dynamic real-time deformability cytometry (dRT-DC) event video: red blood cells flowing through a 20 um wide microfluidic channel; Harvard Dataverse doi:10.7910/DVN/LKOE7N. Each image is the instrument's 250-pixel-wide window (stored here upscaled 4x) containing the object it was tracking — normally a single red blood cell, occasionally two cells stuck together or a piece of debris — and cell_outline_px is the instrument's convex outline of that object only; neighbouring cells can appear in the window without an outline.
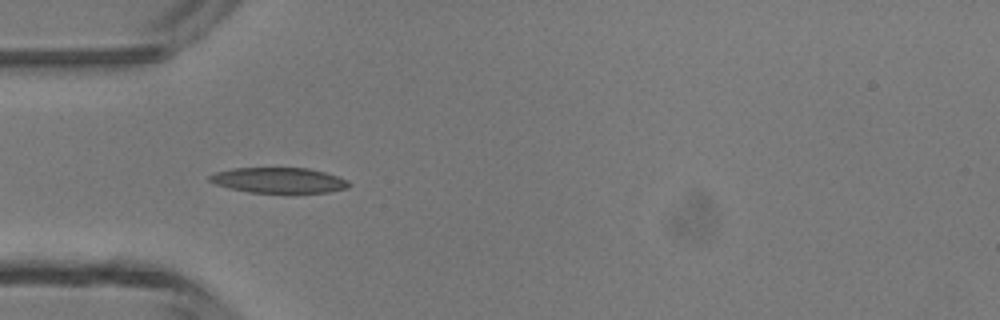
{"species": "common noctule bat (a hibernating species)", "species_latin": "Nyctalus noctula", "temperature_condition": "room temperature", "stored_images_in_passage": 46, "camera_frame_rate_fps": 3000, "um_per_image_px": 0.085, "animal": {"sex": "male", "body_mass_g": 13.3}, "frame": {"image": 1, "passage_image": 14, "time_ms": 4.333, "image_size_px": [1000, 320], "cell_outline_px": [[348, 188], [328, 192], [248, 192], [228, 188], [216, 184], [208, 180], [208, 176], [216, 172], [232, 168], [308, 168], [324, 172], [348, 180]], "centroid_in_image_um": [23.65, 15.32], "position_along_channel_um": 61.3, "area_um2": 20.4}}
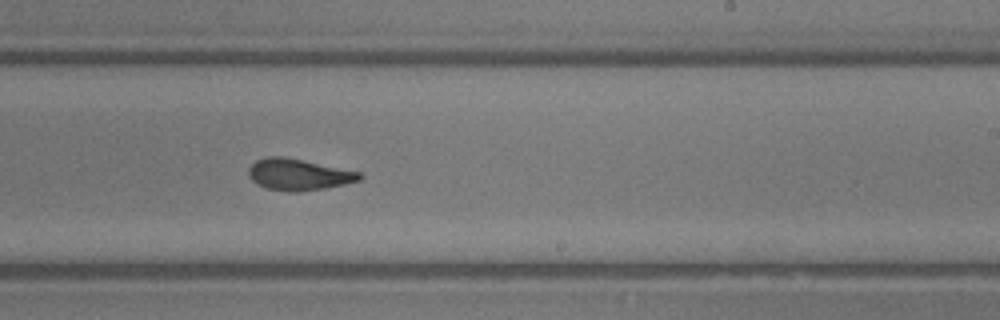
{"frame": {"image": 2, "passage_image": 28, "time_ms": 9.0, "image_size_px": [1000, 320], "cell_outline_px": [[364, 176], [360, 180], [344, 184], [324, 188], [300, 192], [288, 192], [268, 188], [252, 180], [248, 176], [248, 168], [256, 160], [268, 156], [284, 156], [304, 160], [360, 172]], "centroid_in_image_um": [25.38, 14.83], "position_along_channel_um": 263.6, "area_um2": 20.29}}
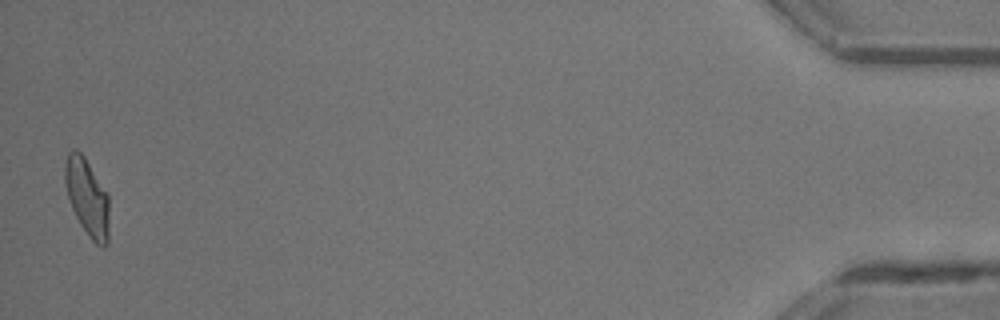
{"frame": {"image": 3, "passage_image": 46, "time_ms": 15.0, "image_size_px": [1000, 320], "cell_outline_px": [[108, 244], [104, 248], [96, 244], [88, 236], [80, 224], [72, 208], [64, 184], [64, 164], [68, 152], [72, 148], [76, 148], [84, 156], [108, 192]], "centroid_in_image_um": [7.4, 16.74], "position_along_channel_um": 427.8, "area_um2": 20.17}, "authors_computed_cell_mechanics": {"area_um2": 19.8254, "velocity_mm_per_s": 4.3601, "shape_relaxation_time_tau1_ms": 6.7455, "shape_relaxation_time_tau2_ms": 1.5653, "deformation_change_tau1": 0.2624, "deformation_change_tau2": 0.0862}}